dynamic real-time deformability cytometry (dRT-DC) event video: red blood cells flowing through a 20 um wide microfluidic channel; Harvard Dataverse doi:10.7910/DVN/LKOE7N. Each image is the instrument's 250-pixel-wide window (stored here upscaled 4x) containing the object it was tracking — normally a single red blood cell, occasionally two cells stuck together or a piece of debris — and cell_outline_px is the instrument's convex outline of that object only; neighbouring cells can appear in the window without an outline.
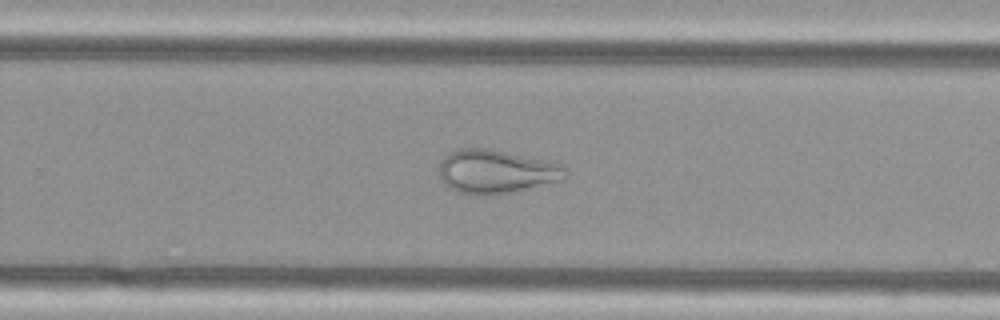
{"species": "Egyptian fruit bat (a non-hibernating species)", "species_latin": "Rousettus aegyptiacus", "temperature_condition": "cold", "stored_images_in_passage": 53, "camera_frame_rate_fps": 3000, "um_per_image_px": 0.085, "animal": {"sex": "female"}, "frame": {"image": 1, "passage_image": 34, "time_ms": 11.0, "image_size_px": [1000, 320], "cell_outline_px": [[568, 176], [564, 180], [512, 192], [488, 196], [476, 196], [456, 192], [448, 188], [444, 184], [440, 176], [440, 164], [444, 156], [448, 152], [456, 148], [488, 148], [540, 160], [556, 164], [568, 168]], "centroid_in_image_um": [42.13, 14.61], "position_along_channel_um": 287.7, "area_um2": 32.31}}
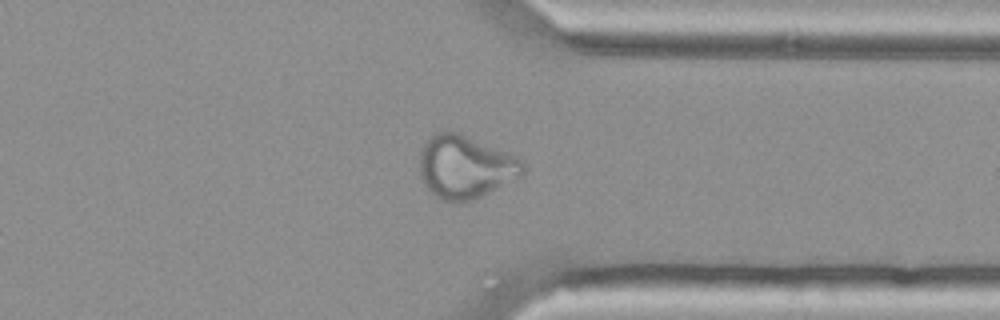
{"frame": {"image": 2, "passage_image": 41, "time_ms": 13.333, "image_size_px": [1000, 320], "cell_outline_px": [[524, 176], [472, 200], [444, 200], [436, 196], [424, 184], [420, 176], [420, 152], [424, 144], [436, 132], [460, 132], [508, 152], [516, 156], [524, 164]], "centroid_in_image_um": [39.58, 14.16], "position_along_channel_um": 371.8, "area_um2": 37.69}}
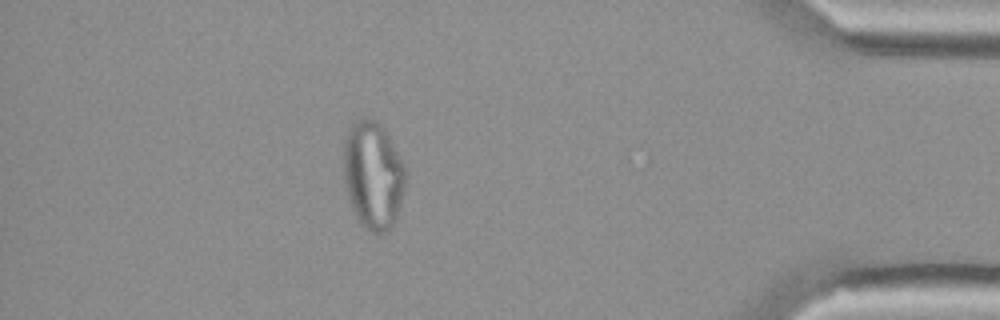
{"frame": {"image": 3, "passage_image": 47, "time_ms": 15.333, "image_size_px": [1000, 320], "cell_outline_px": [[404, 188], [396, 220], [392, 228], [388, 232], [372, 232], [360, 224], [352, 212], [344, 184], [344, 140], [348, 128], [356, 120], [364, 116], [368, 116], [376, 120], [384, 128], [404, 164]], "centroid_in_image_um": [31.68, 14.88], "position_along_channel_um": 403.5, "area_um2": 39.25}}